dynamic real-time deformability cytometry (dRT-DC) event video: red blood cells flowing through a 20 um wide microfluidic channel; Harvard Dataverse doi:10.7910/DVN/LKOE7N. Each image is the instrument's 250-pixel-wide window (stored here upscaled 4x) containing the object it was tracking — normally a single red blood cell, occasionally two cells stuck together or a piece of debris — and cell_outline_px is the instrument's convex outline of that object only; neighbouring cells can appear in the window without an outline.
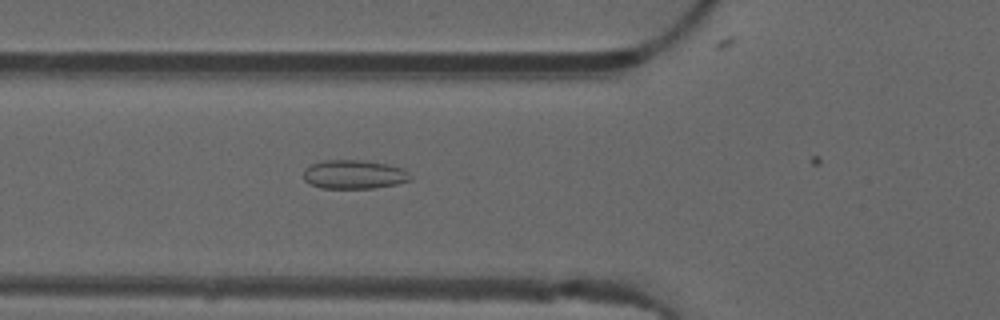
{"species": "common noctule bat (a hibernating species)", "species_latin": "Nyctalus noctula", "temperature_condition": "warm", "stored_images_in_passage": 20, "camera_frame_rate_fps": 3000, "um_per_image_px": 0.085, "animal": {"sex": "male", "forearm_length_mm": 52.5}, "frame": {"image": 1, "passage_image": 19, "time_ms": 6.0, "image_size_px": [1000, 320], "cell_outline_px": [[412, 180], [396, 184], [372, 188], [320, 188], [308, 184], [304, 180], [304, 168], [312, 164], [324, 160], [360, 160], [388, 164], [400, 168], [408, 172], [412, 176]], "centroid_in_image_um": [30.07, 14.83], "position_along_channel_um": 95.7, "area_um2": 18.03}}